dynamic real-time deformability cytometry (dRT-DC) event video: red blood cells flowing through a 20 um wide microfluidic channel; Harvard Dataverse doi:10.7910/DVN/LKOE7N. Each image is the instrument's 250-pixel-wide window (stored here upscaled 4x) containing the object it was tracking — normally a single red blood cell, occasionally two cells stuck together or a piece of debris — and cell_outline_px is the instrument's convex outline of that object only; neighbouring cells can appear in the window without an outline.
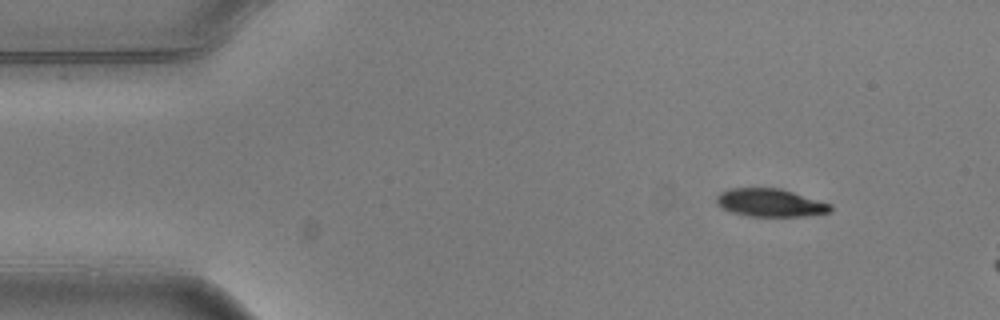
{"species": "common noctule bat (a hibernating species)", "species_latin": "Nyctalus noctula", "temperature_condition": "warm", "stored_images_in_passage": 3, "camera_frame_rate_fps": 3000, "um_per_image_px": 0.085, "animal": {"sex": "male", "body_mass_g": 20.5, "forearm_length_mm": 52.5}, "frame": {"image": 1, "passage_image": 1, "time_ms": 0.0, "image_size_px": [1000, 320], "cell_outline_px": [[832, 212], [808, 216], [748, 216], [732, 212], [720, 208], [716, 204], [716, 196], [720, 192], [728, 188], [780, 188], [832, 204]], "centroid_in_image_um": [65.46, 17.23], "position_along_channel_um": 19.5, "area_um2": 18.79}}